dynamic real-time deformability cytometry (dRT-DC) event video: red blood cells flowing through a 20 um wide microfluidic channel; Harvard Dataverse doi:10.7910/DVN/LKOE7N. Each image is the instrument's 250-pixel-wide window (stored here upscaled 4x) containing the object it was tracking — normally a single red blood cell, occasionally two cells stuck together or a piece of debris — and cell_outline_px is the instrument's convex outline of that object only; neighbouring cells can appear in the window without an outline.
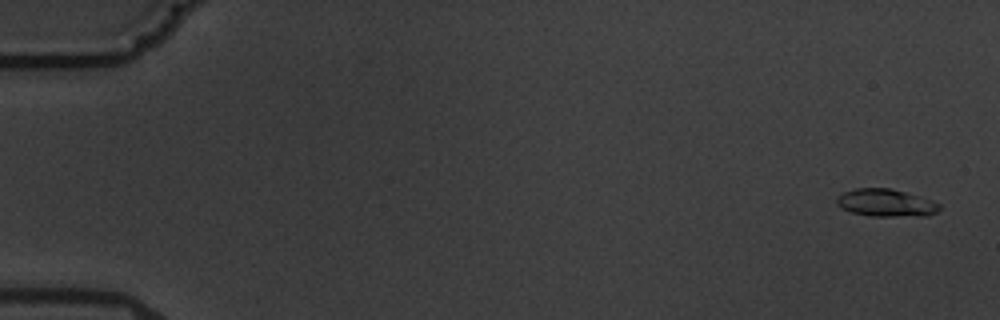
{"species": "common noctule bat (a hibernating species)", "species_latin": "Nyctalus noctula", "temperature_condition": "warm", "stored_images_in_passage": 8, "camera_frame_rate_fps": 3000, "um_per_image_px": 0.085, "animal": {"sex": "male", "body_mass_g": 19.5, "forearm_length_mm": 54.6}, "frame": {"image": 1, "passage_image": 1, "time_ms": 0.0, "image_size_px": [1000, 320], "cell_outline_px": [[940, 208], [936, 212], [928, 216], [868, 216], [852, 212], [840, 208], [836, 204], [836, 196], [844, 192], [856, 188], [892, 188], [932, 200], [940, 204]], "centroid_in_image_um": [75.28, 17.24], "position_along_channel_um": 9.7, "area_um2": 16.65}}
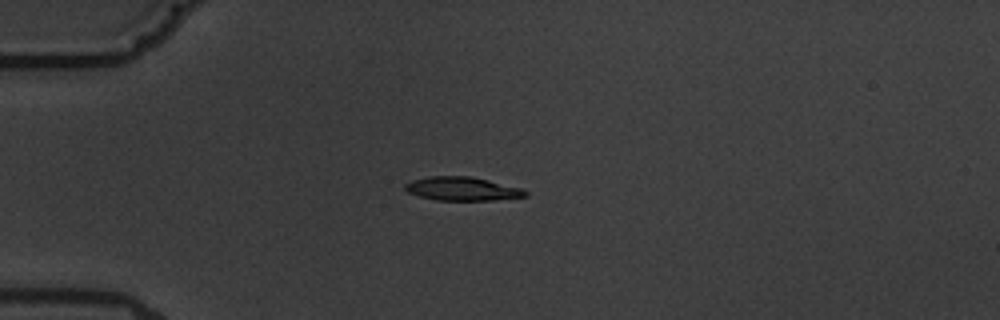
{"frame": {"image": 2, "passage_image": 5, "time_ms": 4.667, "image_size_px": [1000, 320], "cell_outline_px": [[528, 196], [492, 200], [436, 200], [420, 196], [408, 192], [404, 188], [404, 184], [412, 180], [428, 176], [472, 176], [520, 188], [528, 192]], "centroid_in_image_um": [39.27, 16.04], "position_along_channel_um": 45.7, "area_um2": 16.47}}
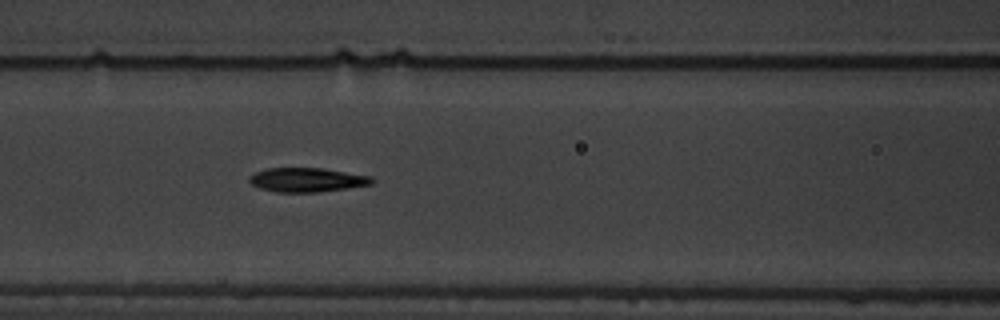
{"frame": {"image": 3, "passage_image": 8, "time_ms": 8.0, "image_size_px": [1000, 320], "cell_outline_px": [[376, 180], [372, 184], [348, 188], [320, 192], [276, 192], [260, 188], [252, 184], [248, 180], [248, 176], [264, 168], [324, 168], [372, 176]], "centroid_in_image_um": [26.11, 15.28], "position_along_channel_um": 140.5, "area_um2": 17.46}}